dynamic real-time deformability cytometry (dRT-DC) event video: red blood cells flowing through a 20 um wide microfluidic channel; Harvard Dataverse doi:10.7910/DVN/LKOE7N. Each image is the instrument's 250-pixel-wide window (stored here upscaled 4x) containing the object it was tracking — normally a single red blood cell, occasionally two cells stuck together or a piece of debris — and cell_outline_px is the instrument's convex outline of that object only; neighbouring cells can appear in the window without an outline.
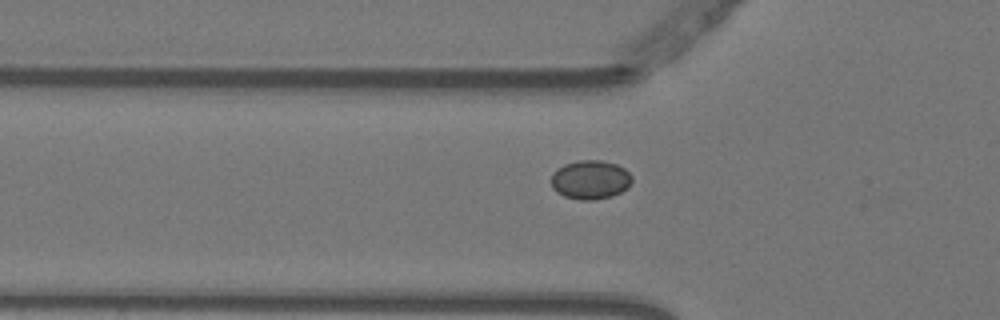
{"species": "Egyptian fruit bat (a non-hibernating species)", "species_latin": "Rousettus aegyptiacus", "temperature_condition": "warm", "stored_images_in_passage": 30, "camera_frame_rate_fps": 3000, "um_per_image_px": 0.085, "animal": {"sex": "female"}, "frame": {"image": 1, "passage_image": 3, "time_ms": 0.667, "image_size_px": [1000, 320], "cell_outline_px": [[632, 180], [628, 188], [612, 196], [596, 200], [580, 200], [564, 196], [556, 192], [552, 188], [552, 172], [556, 168], [564, 164], [580, 160], [600, 160], [616, 164], [624, 168], [632, 176]], "centroid_in_image_um": [50.17, 15.28], "position_along_channel_um": 75.6, "area_um2": 18.5}}
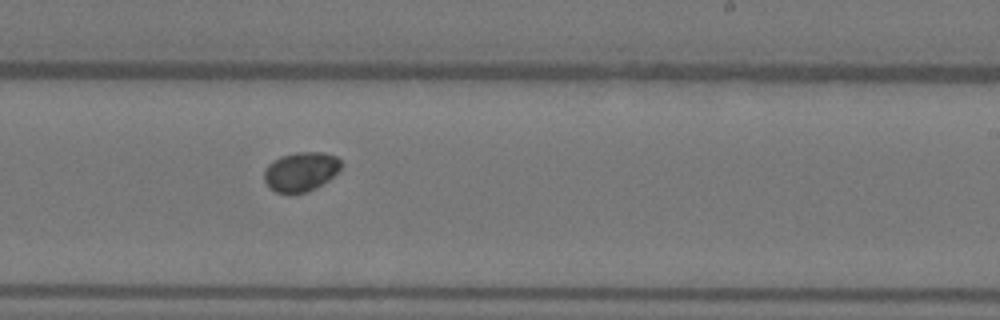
{"frame": {"image": 2, "passage_image": 18, "time_ms": 5.667, "image_size_px": [1000, 320], "cell_outline_px": [[340, 168], [328, 180], [316, 188], [308, 192], [288, 196], [276, 192], [268, 188], [264, 180], [264, 172], [268, 164], [272, 160], [280, 156], [296, 152], [324, 152], [336, 156], [340, 160]], "centroid_in_image_um": [25.52, 14.62], "position_along_channel_um": 263.5, "area_um2": 18.03}}
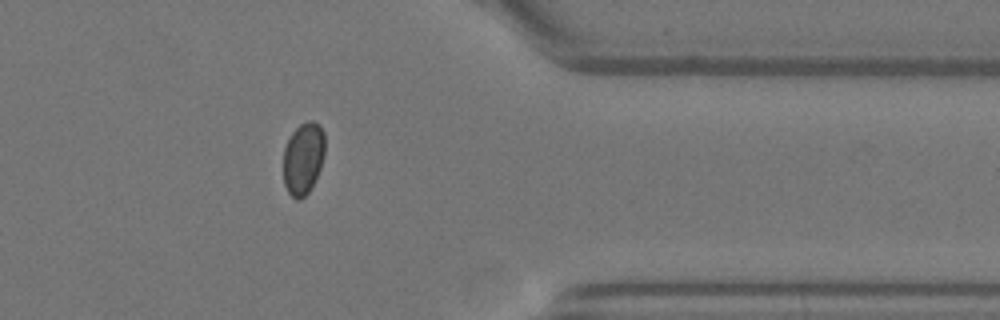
{"frame": {"image": 3, "passage_image": 29, "time_ms": 9.333, "image_size_px": [1000, 320], "cell_outline_px": [[324, 156], [320, 168], [308, 192], [300, 200], [296, 200], [288, 192], [284, 184], [284, 148], [292, 132], [300, 124], [308, 120], [312, 120], [320, 124], [324, 132]], "centroid_in_image_um": [25.78, 13.43], "position_along_channel_um": 385.6, "area_um2": 17.4}}